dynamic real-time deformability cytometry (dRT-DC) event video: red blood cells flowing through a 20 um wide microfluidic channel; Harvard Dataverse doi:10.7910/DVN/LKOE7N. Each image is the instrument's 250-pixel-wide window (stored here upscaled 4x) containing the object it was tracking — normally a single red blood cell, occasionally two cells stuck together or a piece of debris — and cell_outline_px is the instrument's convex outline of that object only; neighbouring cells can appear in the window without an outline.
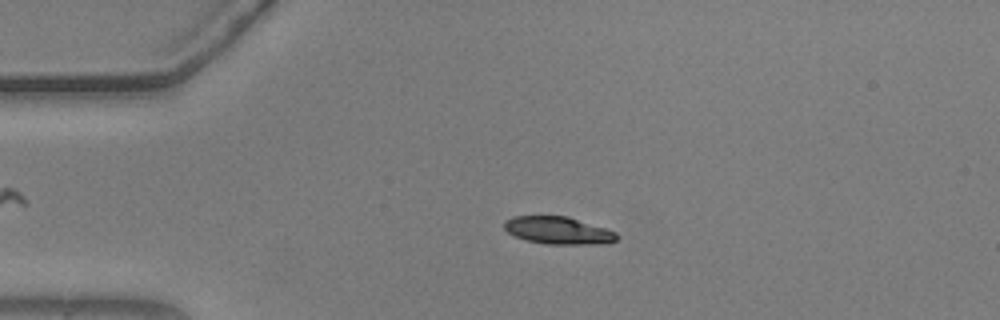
{"species": "common noctule bat (a hibernating species)", "species_latin": "Nyctalus noctula", "temperature_condition": "warm", "stored_images_in_passage": 49, "camera_frame_rate_fps": 3000, "um_per_image_px": 0.085, "animal": {"sex": "male", "body_mass_g": 20.5, "forearm_length_mm": 52.5}, "frame": {"image": 1, "passage_image": 12, "time_ms": 3.667, "image_size_px": [1000, 320], "cell_outline_px": [[616, 240], [608, 244], [548, 244], [528, 240], [516, 236], [508, 232], [504, 228], [504, 220], [512, 216], [568, 216], [616, 232]], "centroid_in_image_um": [47.44, 19.58], "position_along_channel_um": 37.6, "area_um2": 17.86}}
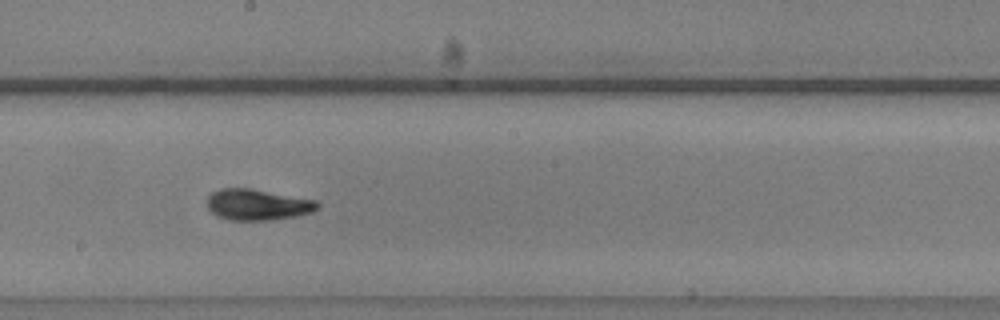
{"frame": {"image": 2, "passage_image": 30, "time_ms": 9.667, "image_size_px": [1000, 320], "cell_outline_px": [[320, 208], [312, 212], [296, 216], [272, 220], [228, 220], [216, 216], [208, 208], [208, 196], [212, 192], [220, 188], [252, 188], [316, 200], [320, 204]], "centroid_in_image_um": [21.91, 17.39], "position_along_channel_um": 226.3, "area_um2": 20.17}}
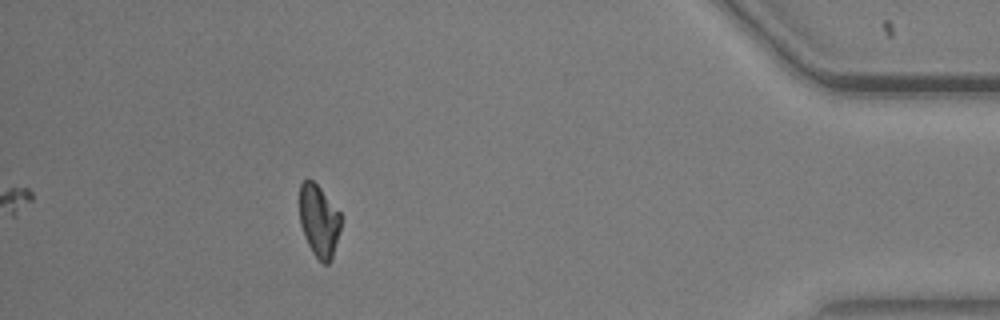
{"frame": {"image": 3, "passage_image": 49, "time_ms": 16.0, "image_size_px": [1000, 320], "cell_outline_px": [[340, 228], [332, 256], [328, 264], [324, 264], [312, 252], [304, 236], [300, 224], [300, 184], [308, 176], [320, 188], [340, 212]], "centroid_in_image_um": [27.09, 18.74], "position_along_channel_um": 408.1, "area_um2": 17.17}, "authors_computed_cell_mechanics": {"area_um2": 18.785, "velocity_mm_per_s": 3.6903, "shape_relaxation_time_tau1_ms": 3.3574, "shape_relaxation_time_tau2_ms": 2.0568, "deformation_change_tau1": 0.1201, "deformation_change_tau2": 0.0626}}